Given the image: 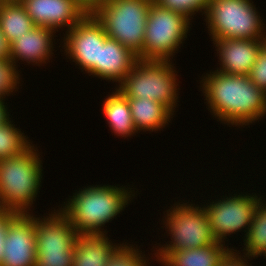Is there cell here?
Instances as JSON below:
<instances>
[{"label":"cell","instance_id":"4fadbf2b","mask_svg":"<svg viewBox=\"0 0 266 266\" xmlns=\"http://www.w3.org/2000/svg\"><path fill=\"white\" fill-rule=\"evenodd\" d=\"M21 4L35 26L56 32L65 26L69 31L87 14L76 0H22Z\"/></svg>","mask_w":266,"mask_h":266},{"label":"cell","instance_id":"1f68e13d","mask_svg":"<svg viewBox=\"0 0 266 266\" xmlns=\"http://www.w3.org/2000/svg\"><path fill=\"white\" fill-rule=\"evenodd\" d=\"M0 59H10V44L0 28Z\"/></svg>","mask_w":266,"mask_h":266},{"label":"cell","instance_id":"8fae6325","mask_svg":"<svg viewBox=\"0 0 266 266\" xmlns=\"http://www.w3.org/2000/svg\"><path fill=\"white\" fill-rule=\"evenodd\" d=\"M34 215L17 213L8 224L2 266H35Z\"/></svg>","mask_w":266,"mask_h":266},{"label":"cell","instance_id":"e0dca14e","mask_svg":"<svg viewBox=\"0 0 266 266\" xmlns=\"http://www.w3.org/2000/svg\"><path fill=\"white\" fill-rule=\"evenodd\" d=\"M112 242L106 234L77 235L73 266H106L121 245Z\"/></svg>","mask_w":266,"mask_h":266},{"label":"cell","instance_id":"7a4b0ae2","mask_svg":"<svg viewBox=\"0 0 266 266\" xmlns=\"http://www.w3.org/2000/svg\"><path fill=\"white\" fill-rule=\"evenodd\" d=\"M128 189L108 184L90 185L83 190H76L59 210L68 218L78 235L107 234L102 227L124 211L130 199L136 196L132 193L133 188Z\"/></svg>","mask_w":266,"mask_h":266},{"label":"cell","instance_id":"9c48e42d","mask_svg":"<svg viewBox=\"0 0 266 266\" xmlns=\"http://www.w3.org/2000/svg\"><path fill=\"white\" fill-rule=\"evenodd\" d=\"M249 194H233L204 204V210L217 241L225 244L226 236L235 232L248 231L251 220L254 218L259 201L263 197ZM250 195V196H249ZM247 229V230H246Z\"/></svg>","mask_w":266,"mask_h":266},{"label":"cell","instance_id":"5b68a950","mask_svg":"<svg viewBox=\"0 0 266 266\" xmlns=\"http://www.w3.org/2000/svg\"><path fill=\"white\" fill-rule=\"evenodd\" d=\"M205 16L211 39L262 40L266 34L252 0H210Z\"/></svg>","mask_w":266,"mask_h":266},{"label":"cell","instance_id":"e575fe53","mask_svg":"<svg viewBox=\"0 0 266 266\" xmlns=\"http://www.w3.org/2000/svg\"><path fill=\"white\" fill-rule=\"evenodd\" d=\"M263 41V49L266 51V35L262 39Z\"/></svg>","mask_w":266,"mask_h":266},{"label":"cell","instance_id":"277c9868","mask_svg":"<svg viewBox=\"0 0 266 266\" xmlns=\"http://www.w3.org/2000/svg\"><path fill=\"white\" fill-rule=\"evenodd\" d=\"M172 63L138 60L119 86L117 85V89L127 98H150L160 102L174 113L179 102V85L176 82L177 71Z\"/></svg>","mask_w":266,"mask_h":266},{"label":"cell","instance_id":"9a60e30c","mask_svg":"<svg viewBox=\"0 0 266 266\" xmlns=\"http://www.w3.org/2000/svg\"><path fill=\"white\" fill-rule=\"evenodd\" d=\"M55 33L56 31L49 27L35 26L10 44V59L15 65L18 60L38 66L47 60L49 62V58L54 54L52 51Z\"/></svg>","mask_w":266,"mask_h":266},{"label":"cell","instance_id":"f546056e","mask_svg":"<svg viewBox=\"0 0 266 266\" xmlns=\"http://www.w3.org/2000/svg\"><path fill=\"white\" fill-rule=\"evenodd\" d=\"M17 213L6 209H0V266H2V257L4 254V242L6 237V231L8 228L9 221Z\"/></svg>","mask_w":266,"mask_h":266},{"label":"cell","instance_id":"83f0119b","mask_svg":"<svg viewBox=\"0 0 266 266\" xmlns=\"http://www.w3.org/2000/svg\"><path fill=\"white\" fill-rule=\"evenodd\" d=\"M252 83L266 93V51L262 48L248 75Z\"/></svg>","mask_w":266,"mask_h":266},{"label":"cell","instance_id":"2e32d148","mask_svg":"<svg viewBox=\"0 0 266 266\" xmlns=\"http://www.w3.org/2000/svg\"><path fill=\"white\" fill-rule=\"evenodd\" d=\"M138 60L130 49L108 37L99 47V78L120 84Z\"/></svg>","mask_w":266,"mask_h":266},{"label":"cell","instance_id":"d6986e66","mask_svg":"<svg viewBox=\"0 0 266 266\" xmlns=\"http://www.w3.org/2000/svg\"><path fill=\"white\" fill-rule=\"evenodd\" d=\"M224 245L218 241L199 248L170 250L159 262L163 266H219L223 256L231 249Z\"/></svg>","mask_w":266,"mask_h":266},{"label":"cell","instance_id":"44dd1931","mask_svg":"<svg viewBox=\"0 0 266 266\" xmlns=\"http://www.w3.org/2000/svg\"><path fill=\"white\" fill-rule=\"evenodd\" d=\"M35 25L21 3L0 4V28L9 44Z\"/></svg>","mask_w":266,"mask_h":266},{"label":"cell","instance_id":"7c38bea8","mask_svg":"<svg viewBox=\"0 0 266 266\" xmlns=\"http://www.w3.org/2000/svg\"><path fill=\"white\" fill-rule=\"evenodd\" d=\"M49 216L35 217L36 255L74 251L77 232L68 218L55 210Z\"/></svg>","mask_w":266,"mask_h":266},{"label":"cell","instance_id":"ba28073f","mask_svg":"<svg viewBox=\"0 0 266 266\" xmlns=\"http://www.w3.org/2000/svg\"><path fill=\"white\" fill-rule=\"evenodd\" d=\"M188 203L189 201L177 202L166 210L165 219L162 220L172 241L160 246L156 253H153L156 261L159 262L170 250L193 249L218 242L209 224L204 205L199 207Z\"/></svg>","mask_w":266,"mask_h":266},{"label":"cell","instance_id":"ffe728a7","mask_svg":"<svg viewBox=\"0 0 266 266\" xmlns=\"http://www.w3.org/2000/svg\"><path fill=\"white\" fill-rule=\"evenodd\" d=\"M103 102V114L108 126L117 136L131 137L137 133L133 124L128 98L117 88Z\"/></svg>","mask_w":266,"mask_h":266},{"label":"cell","instance_id":"f1b7e54d","mask_svg":"<svg viewBox=\"0 0 266 266\" xmlns=\"http://www.w3.org/2000/svg\"><path fill=\"white\" fill-rule=\"evenodd\" d=\"M236 251V252H235ZM241 252L237 250L230 249L221 259L219 266H251L248 263V259L255 258L249 255H241ZM240 254V255H239ZM243 256V257H242Z\"/></svg>","mask_w":266,"mask_h":266},{"label":"cell","instance_id":"30bf717a","mask_svg":"<svg viewBox=\"0 0 266 266\" xmlns=\"http://www.w3.org/2000/svg\"><path fill=\"white\" fill-rule=\"evenodd\" d=\"M65 34L62 48L66 56L89 76L99 78V47L108 38L103 24L93 13H88Z\"/></svg>","mask_w":266,"mask_h":266},{"label":"cell","instance_id":"ac0fdd59","mask_svg":"<svg viewBox=\"0 0 266 266\" xmlns=\"http://www.w3.org/2000/svg\"><path fill=\"white\" fill-rule=\"evenodd\" d=\"M133 124L137 131H158L170 121L173 112L164 104L150 98H128Z\"/></svg>","mask_w":266,"mask_h":266},{"label":"cell","instance_id":"3957f363","mask_svg":"<svg viewBox=\"0 0 266 266\" xmlns=\"http://www.w3.org/2000/svg\"><path fill=\"white\" fill-rule=\"evenodd\" d=\"M32 144L21 154L0 160V209L28 214L42 179V161Z\"/></svg>","mask_w":266,"mask_h":266},{"label":"cell","instance_id":"4316f807","mask_svg":"<svg viewBox=\"0 0 266 266\" xmlns=\"http://www.w3.org/2000/svg\"><path fill=\"white\" fill-rule=\"evenodd\" d=\"M74 251L36 255L35 266H73Z\"/></svg>","mask_w":266,"mask_h":266},{"label":"cell","instance_id":"4dcf8cb0","mask_svg":"<svg viewBox=\"0 0 266 266\" xmlns=\"http://www.w3.org/2000/svg\"><path fill=\"white\" fill-rule=\"evenodd\" d=\"M77 3L88 13H93L101 4L108 0H76Z\"/></svg>","mask_w":266,"mask_h":266},{"label":"cell","instance_id":"cb8c5ba5","mask_svg":"<svg viewBox=\"0 0 266 266\" xmlns=\"http://www.w3.org/2000/svg\"><path fill=\"white\" fill-rule=\"evenodd\" d=\"M136 248V249H135ZM134 245L122 243L110 257L106 266H149L151 262ZM138 248V249H137ZM148 262V263H147Z\"/></svg>","mask_w":266,"mask_h":266},{"label":"cell","instance_id":"d4e9b609","mask_svg":"<svg viewBox=\"0 0 266 266\" xmlns=\"http://www.w3.org/2000/svg\"><path fill=\"white\" fill-rule=\"evenodd\" d=\"M17 66L11 59H0V98L5 99L6 95L18 90L17 84H20L21 78Z\"/></svg>","mask_w":266,"mask_h":266},{"label":"cell","instance_id":"52a82bcc","mask_svg":"<svg viewBox=\"0 0 266 266\" xmlns=\"http://www.w3.org/2000/svg\"><path fill=\"white\" fill-rule=\"evenodd\" d=\"M153 0H108L93 14L103 24L106 35L130 49L142 52L147 15Z\"/></svg>","mask_w":266,"mask_h":266},{"label":"cell","instance_id":"6da1fadb","mask_svg":"<svg viewBox=\"0 0 266 266\" xmlns=\"http://www.w3.org/2000/svg\"><path fill=\"white\" fill-rule=\"evenodd\" d=\"M200 79L207 109L219 119L217 121L244 127L266 116V93L252 83L248 75L215 70Z\"/></svg>","mask_w":266,"mask_h":266},{"label":"cell","instance_id":"7402d4cb","mask_svg":"<svg viewBox=\"0 0 266 266\" xmlns=\"http://www.w3.org/2000/svg\"><path fill=\"white\" fill-rule=\"evenodd\" d=\"M264 201V202H263ZM243 254L258 257L266 248V201L260 200L250 227L245 233ZM246 251V252H245Z\"/></svg>","mask_w":266,"mask_h":266},{"label":"cell","instance_id":"d590c367","mask_svg":"<svg viewBox=\"0 0 266 266\" xmlns=\"http://www.w3.org/2000/svg\"><path fill=\"white\" fill-rule=\"evenodd\" d=\"M262 255H263L264 257L266 256V248L264 249V251H263L259 256H262ZM265 258H266V257H265Z\"/></svg>","mask_w":266,"mask_h":266},{"label":"cell","instance_id":"8992f818","mask_svg":"<svg viewBox=\"0 0 266 266\" xmlns=\"http://www.w3.org/2000/svg\"><path fill=\"white\" fill-rule=\"evenodd\" d=\"M190 21L186 15L151 2L146 20L142 52L143 61H171L187 38ZM171 57V58H170Z\"/></svg>","mask_w":266,"mask_h":266},{"label":"cell","instance_id":"484cf974","mask_svg":"<svg viewBox=\"0 0 266 266\" xmlns=\"http://www.w3.org/2000/svg\"><path fill=\"white\" fill-rule=\"evenodd\" d=\"M159 6L168 8L172 11L182 13L189 19L194 17L196 13H206L210 0H153ZM193 15V17H192Z\"/></svg>","mask_w":266,"mask_h":266},{"label":"cell","instance_id":"603a6c76","mask_svg":"<svg viewBox=\"0 0 266 266\" xmlns=\"http://www.w3.org/2000/svg\"><path fill=\"white\" fill-rule=\"evenodd\" d=\"M12 122L9 119L0 125V160L21 154L32 144Z\"/></svg>","mask_w":266,"mask_h":266},{"label":"cell","instance_id":"836d02e7","mask_svg":"<svg viewBox=\"0 0 266 266\" xmlns=\"http://www.w3.org/2000/svg\"><path fill=\"white\" fill-rule=\"evenodd\" d=\"M22 0H0V4L2 3H21Z\"/></svg>","mask_w":266,"mask_h":266},{"label":"cell","instance_id":"5bb4252c","mask_svg":"<svg viewBox=\"0 0 266 266\" xmlns=\"http://www.w3.org/2000/svg\"><path fill=\"white\" fill-rule=\"evenodd\" d=\"M220 59V69L216 71L235 75H249L259 52L262 40L212 39Z\"/></svg>","mask_w":266,"mask_h":266},{"label":"cell","instance_id":"d6a6232c","mask_svg":"<svg viewBox=\"0 0 266 266\" xmlns=\"http://www.w3.org/2000/svg\"><path fill=\"white\" fill-rule=\"evenodd\" d=\"M4 101L5 99L0 98V125L10 119V114L7 110V106L5 105Z\"/></svg>","mask_w":266,"mask_h":266}]
</instances>
